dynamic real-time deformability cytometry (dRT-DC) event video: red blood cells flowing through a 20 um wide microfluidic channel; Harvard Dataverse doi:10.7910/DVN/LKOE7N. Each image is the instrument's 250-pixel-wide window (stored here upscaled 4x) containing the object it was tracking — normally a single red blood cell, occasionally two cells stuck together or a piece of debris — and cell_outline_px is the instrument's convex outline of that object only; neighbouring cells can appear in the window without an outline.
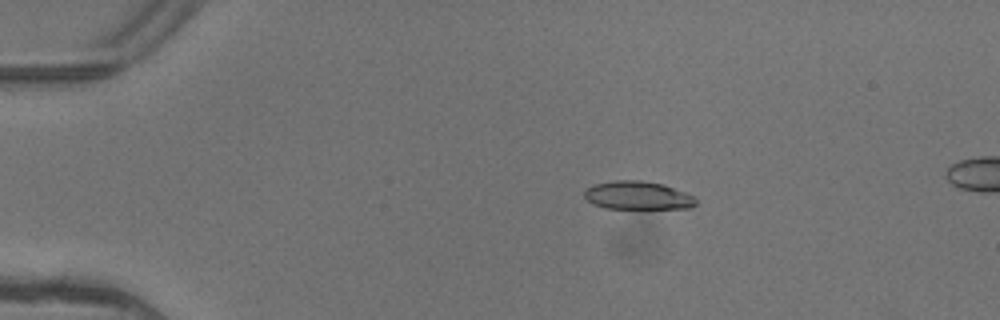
{"species": "common noctule bat (a hibernating species)", "species_latin": "Nyctalus noctula", "temperature_condition": "warm", "stored_images_in_passage": 5, "camera_frame_rate_fps": 3000, "um_per_image_px": 0.085, "animal": {"sex": "female"}, "frame": {"image": 1, "passage_image": 3, "time_ms": 0.667, "image_size_px": [1000, 320], "cell_outline_px": [[696, 204], [692, 208], [604, 208], [592, 204], [584, 196], [584, 188], [592, 184], [616, 180], [640, 180], [664, 184], [684, 192], [692, 196], [696, 200]], "centroid_in_image_um": [54.16, 16.6], "position_along_channel_um": 30.8, "area_um2": 18.44}}